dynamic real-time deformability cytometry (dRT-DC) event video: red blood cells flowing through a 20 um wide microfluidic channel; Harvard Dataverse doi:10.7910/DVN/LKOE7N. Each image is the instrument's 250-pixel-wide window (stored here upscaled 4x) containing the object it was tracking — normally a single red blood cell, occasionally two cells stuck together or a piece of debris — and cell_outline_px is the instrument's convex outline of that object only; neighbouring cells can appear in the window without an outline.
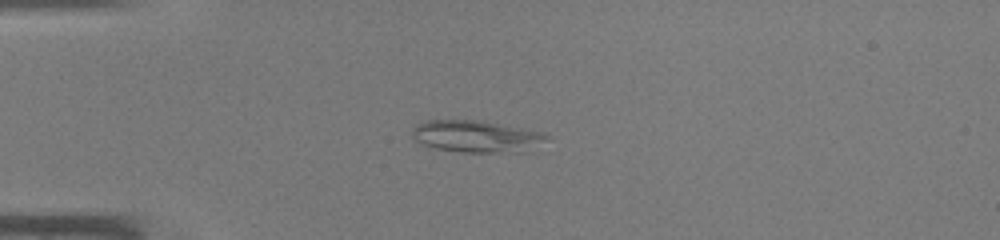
{"species": "common noctule bat (a hibernating species)", "species_latin": "Nyctalus noctula", "temperature_condition": "warm", "stored_images_in_passage": 34, "camera_frame_rate_fps": 3000, "um_per_image_px": 0.085, "animal": {"sex": "male", "body_mass_g": 19.0, "forearm_length_mm": 50.8}, "frame": {"image": 1, "passage_image": 1, "time_ms": 0.0, "image_size_px": [1000, 240], "cell_outline_px": [[548, 140], [540, 152], [460, 152], [436, 148], [424, 144], [416, 140], [412, 136], [412, 128], [416, 124], [424, 120], [480, 120], [544, 132], [548, 136]], "centroid_in_image_um": [40.64, 11.61], "position_along_channel_um": 44.4, "area_um2": 25.78}}
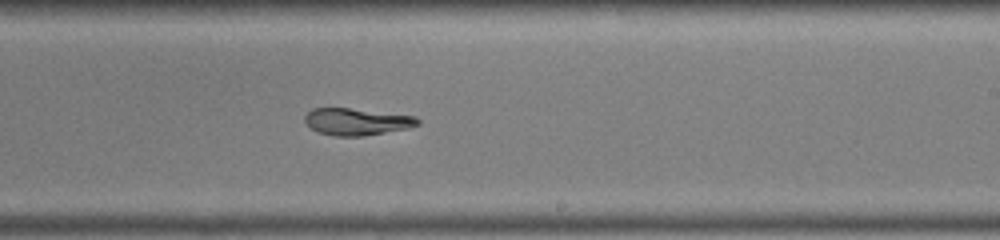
{"frame": {"image": 2, "passage_image": 17, "time_ms": 5.333, "image_size_px": [1000, 240], "cell_outline_px": [[420, 124], [408, 128], [364, 136], [332, 136], [316, 132], [304, 120], [304, 116], [312, 108], [348, 108], [416, 116], [420, 120]], "centroid_in_image_um": [30.32, 10.35], "position_along_channel_um": 258.7, "area_um2": 17.74}}
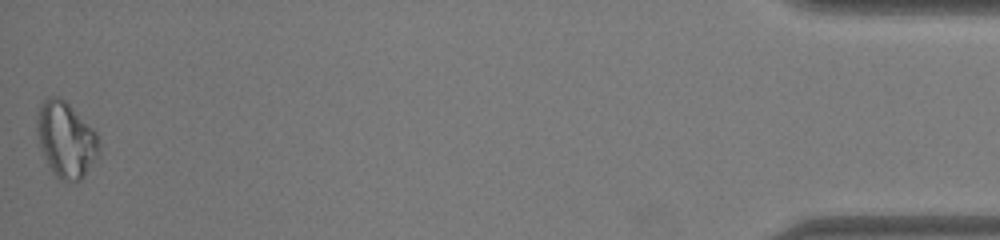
{"frame": {"image": 3, "passage_image": 34, "time_ms": 11.0, "image_size_px": [1000, 240], "cell_outline_px": [[100, 152], [84, 176], [80, 180], [60, 180], [52, 172], [40, 148], [36, 128], [36, 116], [40, 100], [48, 96], [60, 96], [96, 132], [100, 144]], "centroid_in_image_um": [5.57, 11.83], "position_along_channel_um": 429.6, "area_um2": 27.4}}